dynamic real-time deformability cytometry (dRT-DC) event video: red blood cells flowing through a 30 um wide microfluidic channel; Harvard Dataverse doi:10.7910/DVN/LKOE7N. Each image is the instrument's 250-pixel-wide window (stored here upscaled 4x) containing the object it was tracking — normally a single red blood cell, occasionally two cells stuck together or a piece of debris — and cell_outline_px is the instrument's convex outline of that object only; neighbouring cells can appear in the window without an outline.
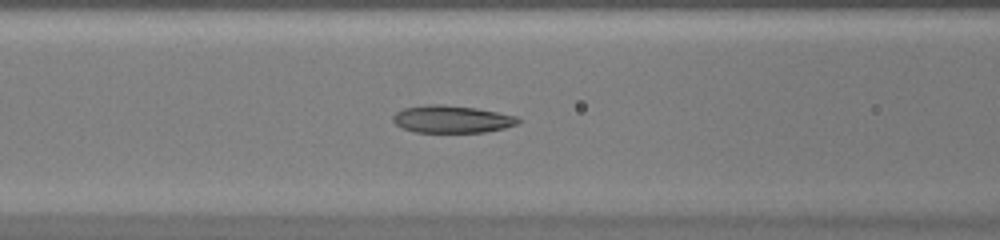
{"species": "common noctule bat (a hibernating species)", "species_latin": "Nyctalus noctula", "temperature_condition": "warm", "stored_images_in_passage": 46, "camera_frame_rate_fps": 3000, "um_per_image_px": 0.085, "animal": {"sex": "female", "body_mass_g": 20.0, "forearm_length_mm": 54.0}, "frame": {"image": 1, "passage_image": 20, "time_ms": 6.333, "image_size_px": [1000, 240], "cell_outline_px": [[520, 120], [516, 124], [504, 128], [484, 132], [416, 132], [404, 128], [396, 124], [392, 120], [392, 116], [396, 112], [404, 108], [428, 104], [440, 104], [476, 108], [516, 116]], "centroid_in_image_um": [38.38, 10.12], "position_along_channel_um": 128.2, "area_um2": 19.77}}
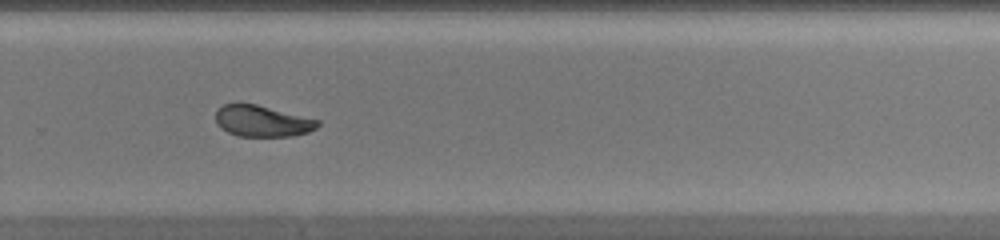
{"frame": {"image": 2, "passage_image": 32, "time_ms": 10.333, "image_size_px": [1000, 240], "cell_outline_px": [[320, 124], [316, 128], [308, 132], [292, 136], [236, 136], [220, 128], [216, 124], [216, 108], [224, 104], [256, 104], [320, 120]], "centroid_in_image_um": [22.27, 10.3], "position_along_channel_um": 307.5, "area_um2": 18.61}}
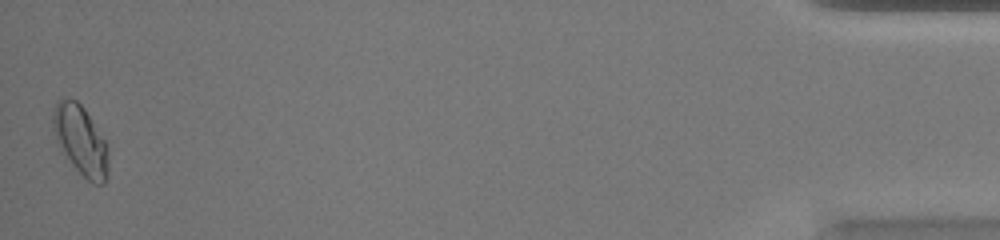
{"frame": {"image": 3, "passage_image": 46, "time_ms": 15.0, "image_size_px": [1000, 240], "cell_outline_px": [[108, 176], [104, 184], [92, 184], [72, 164], [60, 144], [56, 136], [52, 124], [52, 116], [56, 104], [60, 100], [76, 100], [84, 108], [104, 140], [108, 148]], "centroid_in_image_um": [6.9, 11.96], "position_along_channel_um": 428.3, "area_um2": 21.68}}